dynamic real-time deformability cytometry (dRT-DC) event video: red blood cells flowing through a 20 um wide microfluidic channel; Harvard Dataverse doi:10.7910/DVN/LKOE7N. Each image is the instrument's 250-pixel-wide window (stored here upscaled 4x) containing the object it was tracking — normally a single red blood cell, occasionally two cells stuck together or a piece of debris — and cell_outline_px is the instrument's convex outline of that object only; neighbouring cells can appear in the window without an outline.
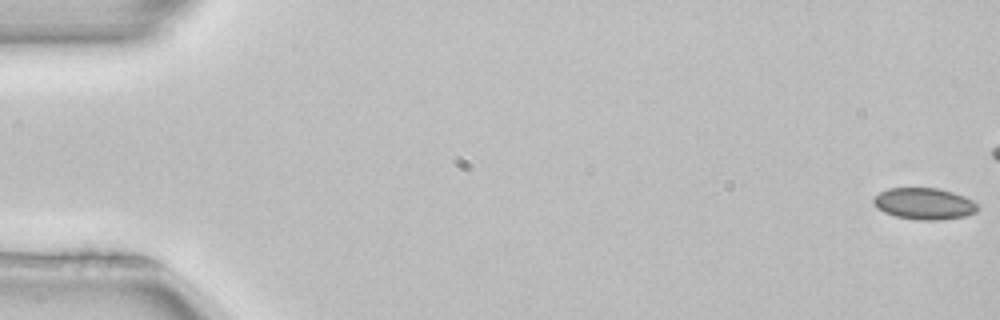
{"species": "common noctule bat (a hibernating species)", "species_latin": "Nyctalus noctula", "temperature_condition": "room temperature", "stored_images_in_passage": 42, "camera_frame_rate_fps": 3000, "um_per_image_px": 0.085, "animal": {"sex": "female", "body_mass_g": 22.7, "forearm_length_mm": 54.2}, "frame": {"image": 1, "passage_image": 1, "time_ms": 0.0, "image_size_px": [1000, 320], "cell_outline_px": [[980, 208], [976, 212], [964, 216], [940, 220], [920, 220], [896, 216], [884, 212], [876, 208], [872, 200], [880, 192], [888, 188], [936, 188], [952, 192], [964, 196], [972, 200]], "centroid_in_image_um": [78.55, 17.31], "position_along_channel_um": 6.4, "area_um2": 19.07}}